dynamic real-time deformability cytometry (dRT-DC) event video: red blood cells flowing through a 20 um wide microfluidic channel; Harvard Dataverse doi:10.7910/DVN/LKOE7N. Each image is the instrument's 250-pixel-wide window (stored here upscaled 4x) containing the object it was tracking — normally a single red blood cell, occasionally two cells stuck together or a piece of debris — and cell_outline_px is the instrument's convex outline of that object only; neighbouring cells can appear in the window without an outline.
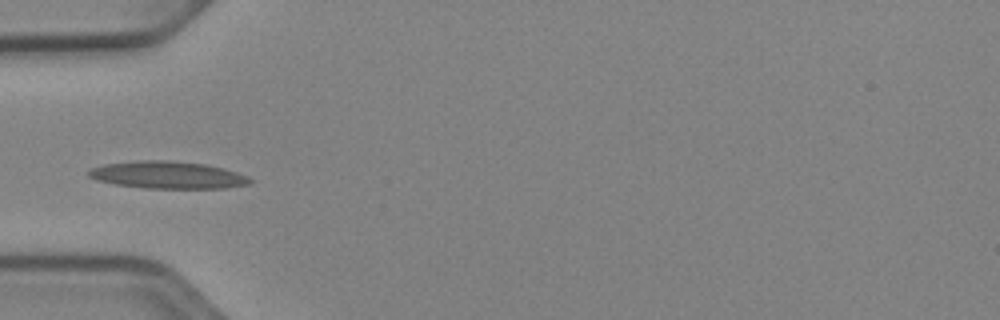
{"species": "Egyptian fruit bat (a non-hibernating species)", "species_latin": "Rousettus aegyptiacus", "temperature_condition": "cold", "stored_images_in_passage": 36, "camera_frame_rate_fps": 3000, "um_per_image_px": 0.085, "animal": {"sex": "female"}, "frame": {"image": 1, "passage_image": 1, "time_ms": 0.0, "image_size_px": [1000, 320], "cell_outline_px": [[252, 180], [248, 184], [224, 188], [144, 188], [116, 184], [96, 180], [88, 176], [88, 172], [92, 168], [104, 164], [140, 160], [172, 160], [204, 164], [236, 172], [248, 176]], "centroid_in_image_um": [14.23, 14.87], "position_along_channel_um": 70.8, "area_um2": 25.43}}
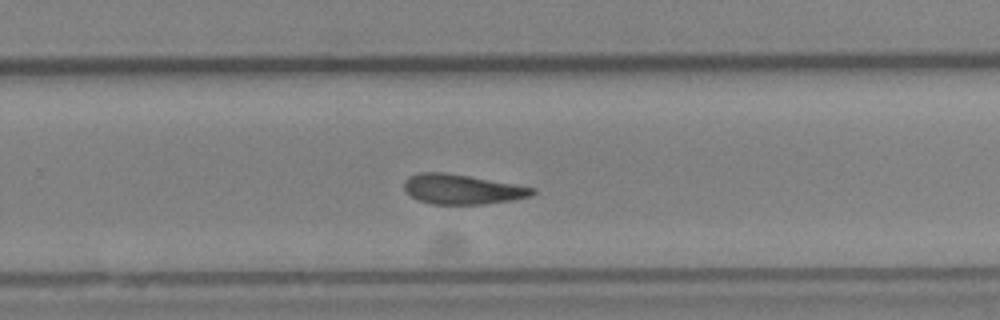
{"frame": {"image": 2, "passage_image": 18, "time_ms": 5.667, "image_size_px": [1000, 320], "cell_outline_px": [[536, 192], [528, 196], [512, 200], [484, 204], [432, 204], [416, 200], [404, 188], [404, 180], [408, 176], [420, 172], [444, 172], [516, 184], [536, 188]], "centroid_in_image_um": [39.26, 16.08], "position_along_channel_um": 290.5, "area_um2": 22.25}}
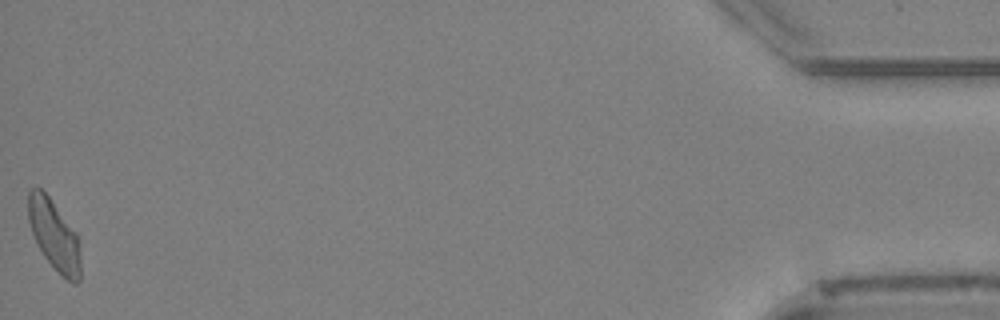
{"frame": {"image": 3, "passage_image": 36, "time_ms": 11.667, "image_size_px": [1000, 320], "cell_outline_px": [[80, 280], [76, 284], [72, 284], [60, 276], [44, 256], [32, 232], [28, 220], [28, 192], [32, 188], [40, 188], [52, 200], [76, 232], [80, 248]], "centroid_in_image_um": [4.63, 20.03], "position_along_channel_um": 430.6, "area_um2": 21.5}, "authors_computed_cell_mechanics": {"area_um2": 22.542, "velocity_mm_per_s": 3.8943, "shape_relaxation_time_tau1_ms": null, "shape_relaxation_time_tau2_ms": 9.7297, "deformation_change_tau1": null, "deformation_change_tau2": 0.227}}